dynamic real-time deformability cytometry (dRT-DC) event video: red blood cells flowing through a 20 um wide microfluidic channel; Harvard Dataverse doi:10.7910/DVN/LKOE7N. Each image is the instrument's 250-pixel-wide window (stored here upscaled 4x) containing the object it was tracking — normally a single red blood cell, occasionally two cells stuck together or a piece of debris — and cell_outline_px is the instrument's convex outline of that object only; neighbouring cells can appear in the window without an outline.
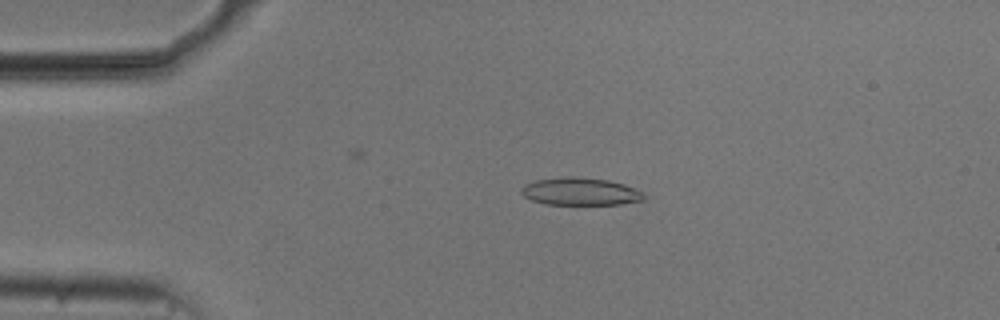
{"species": "common noctule bat (a hibernating species)", "species_latin": "Nyctalus noctula", "temperature_condition": "cold", "stored_images_in_passage": 52, "camera_frame_rate_fps": 3000, "um_per_image_px": 0.085, "animal": {"sex": "male", "body_mass_g": 20.5, "forearm_length_mm": 52.5}, "frame": {"image": 1, "passage_image": 9, "time_ms": 2.667, "image_size_px": [1000, 320], "cell_outline_px": [[644, 200], [620, 204], [544, 204], [532, 200], [524, 196], [520, 192], [520, 188], [524, 184], [536, 180], [568, 176], [576, 176], [608, 180], [624, 184], [640, 192], [644, 196]], "centroid_in_image_um": [49.27, 16.27], "position_along_channel_um": 35.7, "area_um2": 19.59}}
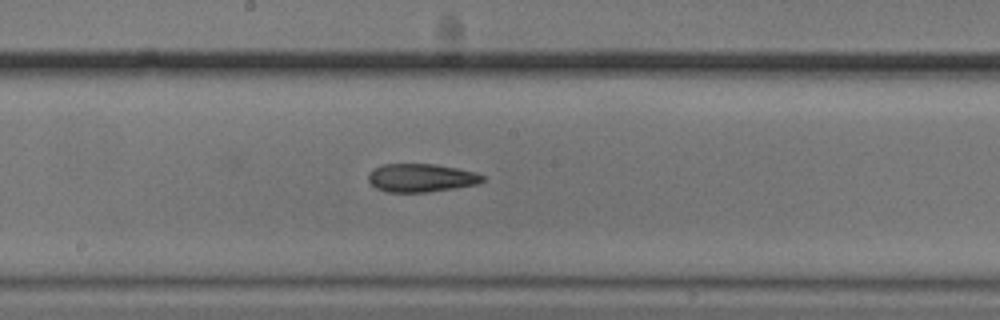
{"frame": {"image": 2, "passage_image": 26, "time_ms": 8.333, "image_size_px": [1000, 320], "cell_outline_px": [[484, 180], [480, 184], [428, 192], [388, 192], [376, 188], [368, 184], [368, 172], [384, 164], [436, 164], [476, 172], [484, 176]], "centroid_in_image_um": [35.79, 15.12], "position_along_channel_um": 212.4, "area_um2": 18.96}}
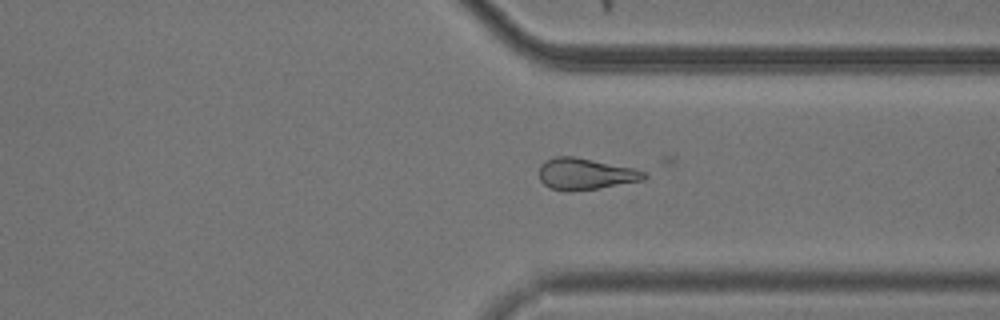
{"frame": {"image": 3, "passage_image": 38, "time_ms": 12.333, "image_size_px": [1000, 320], "cell_outline_px": [[648, 176], [644, 180], [596, 188], [568, 192], [564, 192], [548, 188], [540, 180], [540, 164], [544, 160], [556, 156], [572, 156], [636, 168], [644, 172]], "centroid_in_image_um": [49.73, 14.78], "position_along_channel_um": 361.7, "area_um2": 19.36}, "authors_computed_cell_mechanics": {"area_um2": 19.5364, "velocity_mm_per_s": 3.7459, "shape_relaxation_time_tau1_ms": null, "shape_relaxation_time_tau2_ms": 3.704, "deformation_change_tau1": null, "deformation_change_tau2": 0.1211}}